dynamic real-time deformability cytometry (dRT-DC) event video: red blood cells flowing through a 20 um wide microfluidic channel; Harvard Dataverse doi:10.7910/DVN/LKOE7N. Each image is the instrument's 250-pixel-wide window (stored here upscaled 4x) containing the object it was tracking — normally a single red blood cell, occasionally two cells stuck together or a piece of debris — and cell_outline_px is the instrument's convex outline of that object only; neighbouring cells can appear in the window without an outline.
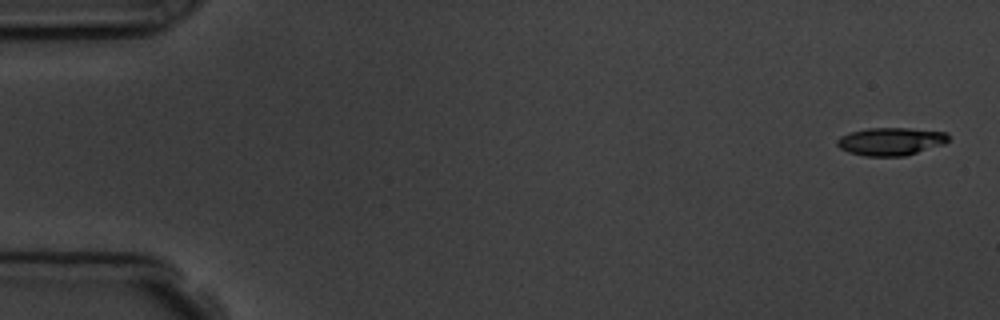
{"species": "common noctule bat (a hibernating species)", "species_latin": "Nyctalus noctula", "temperature_condition": "room temperature", "stored_images_in_passage": 5, "camera_frame_rate_fps": 3000, "um_per_image_px": 0.085, "animal": {"sex": "male", "body_mass_g": 19.5, "forearm_length_mm": 54.6}, "frame": {"image": 1, "passage_image": 1, "time_ms": 0.0, "image_size_px": [1000, 320], "cell_outline_px": [[948, 140], [944, 144], [904, 156], [864, 156], [848, 152], [840, 148], [836, 144], [836, 140], [840, 136], [848, 132], [868, 128], [908, 128], [948, 132]], "centroid_in_image_um": [75.68, 12.01], "position_along_channel_um": 9.3, "area_um2": 18.15}}
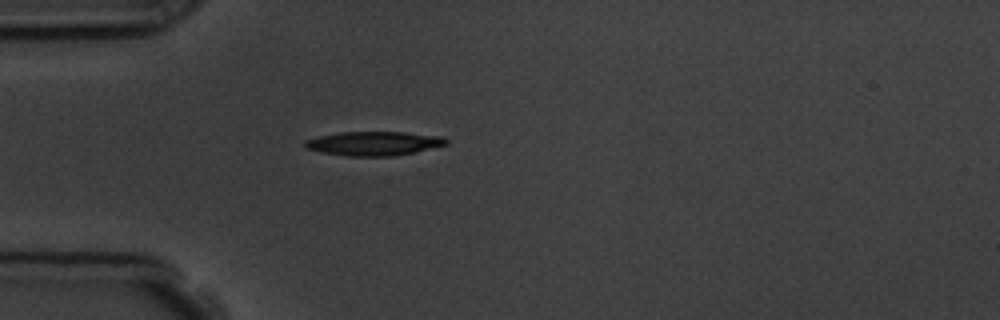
{"frame": {"image": 2, "passage_image": 5, "time_ms": 4.667, "image_size_px": [1000, 320], "cell_outline_px": [[448, 144], [412, 152], [392, 156], [348, 156], [320, 152], [304, 148], [304, 140], [316, 136], [340, 132], [404, 132], [444, 136], [448, 140]], "centroid_in_image_um": [31.73, 12.18], "position_along_channel_um": 53.3, "area_um2": 19.88}}